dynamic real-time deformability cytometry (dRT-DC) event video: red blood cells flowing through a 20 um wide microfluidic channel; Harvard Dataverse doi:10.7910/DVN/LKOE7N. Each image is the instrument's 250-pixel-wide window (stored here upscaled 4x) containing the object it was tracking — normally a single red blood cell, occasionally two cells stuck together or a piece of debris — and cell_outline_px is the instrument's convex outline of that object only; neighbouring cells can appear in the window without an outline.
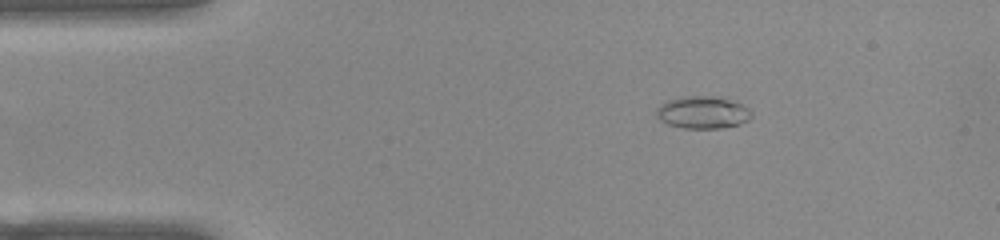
{"species": "common noctule bat (a hibernating species)", "species_latin": "Nyctalus noctula", "temperature_condition": "warm", "stored_images_in_passage": 45, "camera_frame_rate_fps": 3000, "um_per_image_px": 0.085, "animal": {"sex": "female", "body_mass_g": 22.0, "forearm_length_mm": 56.7}, "frame": {"image": 1, "passage_image": 1, "time_ms": 0.0, "image_size_px": [1000, 240], "cell_outline_px": [[752, 116], [748, 120], [740, 124], [720, 128], [684, 128], [668, 124], [660, 120], [656, 116], [656, 108], [668, 100], [680, 96], [720, 96], [740, 104], [748, 108], [752, 112]], "centroid_in_image_um": [59.72, 9.55], "position_along_channel_um": 25.3, "area_um2": 17.98}}
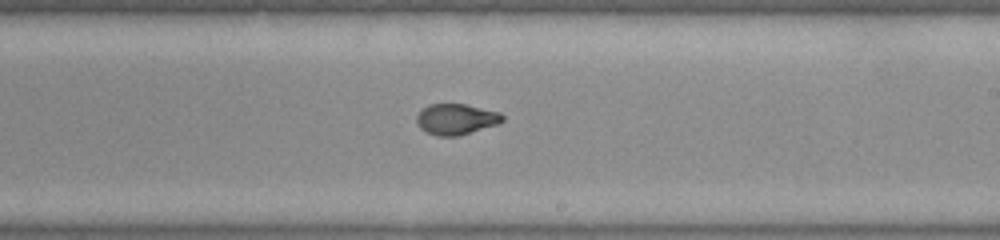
{"frame": {"image": 2, "passage_image": 23, "time_ms": 7.333, "image_size_px": [1000, 240], "cell_outline_px": [[504, 120], [500, 124], [456, 136], [436, 136], [420, 128], [416, 120], [416, 116], [428, 104], [464, 104], [500, 112], [504, 116]], "centroid_in_image_um": [38.79, 10.13], "position_along_channel_um": 250.2, "area_um2": 15.37}}
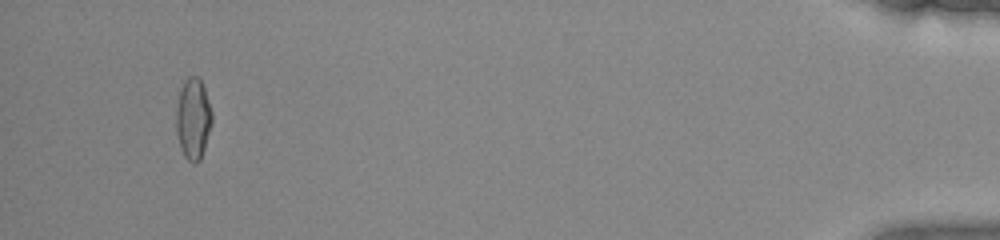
{"frame": {"image": 3, "passage_image": 42, "time_ms": 13.667, "image_size_px": [1000, 240], "cell_outline_px": [[212, 124], [200, 160], [196, 164], [192, 164], [184, 156], [180, 148], [176, 132], [176, 108], [180, 88], [184, 80], [188, 76], [196, 76], [200, 80], [204, 88], [212, 112]], "centroid_in_image_um": [16.4, 10.11], "position_along_channel_um": 418.8, "area_um2": 17.05}, "authors_computed_cell_mechanics": {"area_um2": 16.0684, "velocity_mm_per_s": 3.9261, "shape_relaxation_time_tau1_ms": null, "shape_relaxation_time_tau2_ms": 0.8241, "deformation_change_tau1": null, "deformation_change_tau2": 0.0542}}